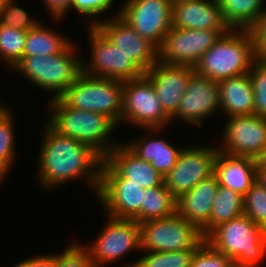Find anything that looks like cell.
<instances>
[{"instance_id":"33","label":"cell","mask_w":266,"mask_h":267,"mask_svg":"<svg viewBox=\"0 0 266 267\" xmlns=\"http://www.w3.org/2000/svg\"><path fill=\"white\" fill-rule=\"evenodd\" d=\"M244 214L266 230V189L255 182L243 196Z\"/></svg>"},{"instance_id":"15","label":"cell","mask_w":266,"mask_h":267,"mask_svg":"<svg viewBox=\"0 0 266 267\" xmlns=\"http://www.w3.org/2000/svg\"><path fill=\"white\" fill-rule=\"evenodd\" d=\"M225 122L221 140L216 143L218 150L257 159L266 148V118L237 115L226 118Z\"/></svg>"},{"instance_id":"23","label":"cell","mask_w":266,"mask_h":267,"mask_svg":"<svg viewBox=\"0 0 266 267\" xmlns=\"http://www.w3.org/2000/svg\"><path fill=\"white\" fill-rule=\"evenodd\" d=\"M218 188L219 182L213 173L177 198L176 212L200 230L209 221Z\"/></svg>"},{"instance_id":"8","label":"cell","mask_w":266,"mask_h":267,"mask_svg":"<svg viewBox=\"0 0 266 267\" xmlns=\"http://www.w3.org/2000/svg\"><path fill=\"white\" fill-rule=\"evenodd\" d=\"M141 251L168 252L197 249L204 241L200 230L177 212L140 222Z\"/></svg>"},{"instance_id":"5","label":"cell","mask_w":266,"mask_h":267,"mask_svg":"<svg viewBox=\"0 0 266 267\" xmlns=\"http://www.w3.org/2000/svg\"><path fill=\"white\" fill-rule=\"evenodd\" d=\"M78 51L77 43L72 42L59 54L23 56L11 70L23 76L35 88L46 90L50 95L52 93L48 99L57 98L82 72V56L79 57Z\"/></svg>"},{"instance_id":"35","label":"cell","mask_w":266,"mask_h":267,"mask_svg":"<svg viewBox=\"0 0 266 267\" xmlns=\"http://www.w3.org/2000/svg\"><path fill=\"white\" fill-rule=\"evenodd\" d=\"M74 240L61 250L63 252L56 253V267H95L89 251L82 242Z\"/></svg>"},{"instance_id":"21","label":"cell","mask_w":266,"mask_h":267,"mask_svg":"<svg viewBox=\"0 0 266 267\" xmlns=\"http://www.w3.org/2000/svg\"><path fill=\"white\" fill-rule=\"evenodd\" d=\"M104 160L128 183L141 185L143 189L161 186L164 177L150 163L140 159L123 142H120Z\"/></svg>"},{"instance_id":"22","label":"cell","mask_w":266,"mask_h":267,"mask_svg":"<svg viewBox=\"0 0 266 267\" xmlns=\"http://www.w3.org/2000/svg\"><path fill=\"white\" fill-rule=\"evenodd\" d=\"M257 161L246 156L217 152L214 160V174L219 185L232 189L244 196L256 182Z\"/></svg>"},{"instance_id":"41","label":"cell","mask_w":266,"mask_h":267,"mask_svg":"<svg viewBox=\"0 0 266 267\" xmlns=\"http://www.w3.org/2000/svg\"><path fill=\"white\" fill-rule=\"evenodd\" d=\"M256 182L266 189V169L257 166Z\"/></svg>"},{"instance_id":"12","label":"cell","mask_w":266,"mask_h":267,"mask_svg":"<svg viewBox=\"0 0 266 267\" xmlns=\"http://www.w3.org/2000/svg\"><path fill=\"white\" fill-rule=\"evenodd\" d=\"M172 2L173 0H123L119 10L112 16H119L159 49L172 27Z\"/></svg>"},{"instance_id":"19","label":"cell","mask_w":266,"mask_h":267,"mask_svg":"<svg viewBox=\"0 0 266 267\" xmlns=\"http://www.w3.org/2000/svg\"><path fill=\"white\" fill-rule=\"evenodd\" d=\"M172 27L194 30H231L217 0L172 2Z\"/></svg>"},{"instance_id":"26","label":"cell","mask_w":266,"mask_h":267,"mask_svg":"<svg viewBox=\"0 0 266 267\" xmlns=\"http://www.w3.org/2000/svg\"><path fill=\"white\" fill-rule=\"evenodd\" d=\"M231 29H250L266 11V0H217Z\"/></svg>"},{"instance_id":"40","label":"cell","mask_w":266,"mask_h":267,"mask_svg":"<svg viewBox=\"0 0 266 267\" xmlns=\"http://www.w3.org/2000/svg\"><path fill=\"white\" fill-rule=\"evenodd\" d=\"M12 267H56V253L38 254L22 261Z\"/></svg>"},{"instance_id":"38","label":"cell","mask_w":266,"mask_h":267,"mask_svg":"<svg viewBox=\"0 0 266 267\" xmlns=\"http://www.w3.org/2000/svg\"><path fill=\"white\" fill-rule=\"evenodd\" d=\"M249 31L253 37L255 60L266 61V11Z\"/></svg>"},{"instance_id":"44","label":"cell","mask_w":266,"mask_h":267,"mask_svg":"<svg viewBox=\"0 0 266 267\" xmlns=\"http://www.w3.org/2000/svg\"><path fill=\"white\" fill-rule=\"evenodd\" d=\"M3 103H4L3 101L0 103V108H2L5 105Z\"/></svg>"},{"instance_id":"30","label":"cell","mask_w":266,"mask_h":267,"mask_svg":"<svg viewBox=\"0 0 266 267\" xmlns=\"http://www.w3.org/2000/svg\"><path fill=\"white\" fill-rule=\"evenodd\" d=\"M196 249L151 252L141 251L142 256L133 262L122 264L123 267H190Z\"/></svg>"},{"instance_id":"27","label":"cell","mask_w":266,"mask_h":267,"mask_svg":"<svg viewBox=\"0 0 266 267\" xmlns=\"http://www.w3.org/2000/svg\"><path fill=\"white\" fill-rule=\"evenodd\" d=\"M244 214L243 196L232 189L219 185L213 199L209 221L200 229L205 238L219 224Z\"/></svg>"},{"instance_id":"20","label":"cell","mask_w":266,"mask_h":267,"mask_svg":"<svg viewBox=\"0 0 266 267\" xmlns=\"http://www.w3.org/2000/svg\"><path fill=\"white\" fill-rule=\"evenodd\" d=\"M142 130L147 133L141 136L139 134L137 138L123 143L140 159L150 163L156 171L165 176L176 165L183 146H176L171 143L172 141L169 142L162 136L161 138L156 136V134H162L160 132L165 131L166 128Z\"/></svg>"},{"instance_id":"32","label":"cell","mask_w":266,"mask_h":267,"mask_svg":"<svg viewBox=\"0 0 266 267\" xmlns=\"http://www.w3.org/2000/svg\"><path fill=\"white\" fill-rule=\"evenodd\" d=\"M17 1L10 0L5 6L0 8V24L29 31L37 26L41 22V19L31 16L25 8L18 5L19 3Z\"/></svg>"},{"instance_id":"3","label":"cell","mask_w":266,"mask_h":267,"mask_svg":"<svg viewBox=\"0 0 266 267\" xmlns=\"http://www.w3.org/2000/svg\"><path fill=\"white\" fill-rule=\"evenodd\" d=\"M205 240L237 267H261L266 260V230L246 214L219 224Z\"/></svg>"},{"instance_id":"11","label":"cell","mask_w":266,"mask_h":267,"mask_svg":"<svg viewBox=\"0 0 266 267\" xmlns=\"http://www.w3.org/2000/svg\"><path fill=\"white\" fill-rule=\"evenodd\" d=\"M144 189L136 183H128L105 160L101 166L100 186L96 201L105 215L132 219L138 222V211L143 203Z\"/></svg>"},{"instance_id":"37","label":"cell","mask_w":266,"mask_h":267,"mask_svg":"<svg viewBox=\"0 0 266 267\" xmlns=\"http://www.w3.org/2000/svg\"><path fill=\"white\" fill-rule=\"evenodd\" d=\"M190 267H237L234 260L215 250L206 240L195 250Z\"/></svg>"},{"instance_id":"10","label":"cell","mask_w":266,"mask_h":267,"mask_svg":"<svg viewBox=\"0 0 266 267\" xmlns=\"http://www.w3.org/2000/svg\"><path fill=\"white\" fill-rule=\"evenodd\" d=\"M85 28L88 29L87 39L91 54L87 58L89 60L82 57L81 64L84 74L121 81L137 79L145 74L131 57L113 45L95 26Z\"/></svg>"},{"instance_id":"13","label":"cell","mask_w":266,"mask_h":267,"mask_svg":"<svg viewBox=\"0 0 266 267\" xmlns=\"http://www.w3.org/2000/svg\"><path fill=\"white\" fill-rule=\"evenodd\" d=\"M183 146L176 165L164 177L166 188L178 198L214 173L217 145Z\"/></svg>"},{"instance_id":"34","label":"cell","mask_w":266,"mask_h":267,"mask_svg":"<svg viewBox=\"0 0 266 267\" xmlns=\"http://www.w3.org/2000/svg\"><path fill=\"white\" fill-rule=\"evenodd\" d=\"M254 94V115L266 118V61L255 60L249 71Z\"/></svg>"},{"instance_id":"24","label":"cell","mask_w":266,"mask_h":267,"mask_svg":"<svg viewBox=\"0 0 266 267\" xmlns=\"http://www.w3.org/2000/svg\"><path fill=\"white\" fill-rule=\"evenodd\" d=\"M218 85L223 117L254 114L253 87L248 73L221 80Z\"/></svg>"},{"instance_id":"25","label":"cell","mask_w":266,"mask_h":267,"mask_svg":"<svg viewBox=\"0 0 266 267\" xmlns=\"http://www.w3.org/2000/svg\"><path fill=\"white\" fill-rule=\"evenodd\" d=\"M42 21L27 31L23 56H49L63 52L72 42L71 38L62 35ZM72 40V41H71Z\"/></svg>"},{"instance_id":"1","label":"cell","mask_w":266,"mask_h":267,"mask_svg":"<svg viewBox=\"0 0 266 267\" xmlns=\"http://www.w3.org/2000/svg\"><path fill=\"white\" fill-rule=\"evenodd\" d=\"M44 125L37 156L36 184L48 192L82 179L96 196L104 158L90 146L59 134L47 122Z\"/></svg>"},{"instance_id":"36","label":"cell","mask_w":266,"mask_h":267,"mask_svg":"<svg viewBox=\"0 0 266 267\" xmlns=\"http://www.w3.org/2000/svg\"><path fill=\"white\" fill-rule=\"evenodd\" d=\"M114 2L115 0H73L72 11L74 10L78 16L81 14L80 16L85 18L83 20H87L85 22L87 26H95L103 18H107L105 16L101 18L100 16L111 10L115 4Z\"/></svg>"},{"instance_id":"9","label":"cell","mask_w":266,"mask_h":267,"mask_svg":"<svg viewBox=\"0 0 266 267\" xmlns=\"http://www.w3.org/2000/svg\"><path fill=\"white\" fill-rule=\"evenodd\" d=\"M142 129H164L171 118L164 112L151 81L143 75L123 81L121 124Z\"/></svg>"},{"instance_id":"14","label":"cell","mask_w":266,"mask_h":267,"mask_svg":"<svg viewBox=\"0 0 266 267\" xmlns=\"http://www.w3.org/2000/svg\"><path fill=\"white\" fill-rule=\"evenodd\" d=\"M230 30H194L171 27L158 49V60L194 67L201 56Z\"/></svg>"},{"instance_id":"28","label":"cell","mask_w":266,"mask_h":267,"mask_svg":"<svg viewBox=\"0 0 266 267\" xmlns=\"http://www.w3.org/2000/svg\"><path fill=\"white\" fill-rule=\"evenodd\" d=\"M177 198L161 186L144 189L143 203L138 211V223L165 218L176 213Z\"/></svg>"},{"instance_id":"7","label":"cell","mask_w":266,"mask_h":267,"mask_svg":"<svg viewBox=\"0 0 266 267\" xmlns=\"http://www.w3.org/2000/svg\"><path fill=\"white\" fill-rule=\"evenodd\" d=\"M103 228L92 242L82 245L89 251L95 267L120 262L131 251L141 252L140 225L132 219H119L104 215ZM124 258V259H123Z\"/></svg>"},{"instance_id":"42","label":"cell","mask_w":266,"mask_h":267,"mask_svg":"<svg viewBox=\"0 0 266 267\" xmlns=\"http://www.w3.org/2000/svg\"><path fill=\"white\" fill-rule=\"evenodd\" d=\"M257 166L259 168L266 169V148L262 151V153L257 157Z\"/></svg>"},{"instance_id":"31","label":"cell","mask_w":266,"mask_h":267,"mask_svg":"<svg viewBox=\"0 0 266 267\" xmlns=\"http://www.w3.org/2000/svg\"><path fill=\"white\" fill-rule=\"evenodd\" d=\"M27 31L0 24V63L13 68L23 57Z\"/></svg>"},{"instance_id":"6","label":"cell","mask_w":266,"mask_h":267,"mask_svg":"<svg viewBox=\"0 0 266 267\" xmlns=\"http://www.w3.org/2000/svg\"><path fill=\"white\" fill-rule=\"evenodd\" d=\"M67 105L88 112L104 114L121 124L123 81L92 77L83 72L59 96Z\"/></svg>"},{"instance_id":"2","label":"cell","mask_w":266,"mask_h":267,"mask_svg":"<svg viewBox=\"0 0 266 267\" xmlns=\"http://www.w3.org/2000/svg\"><path fill=\"white\" fill-rule=\"evenodd\" d=\"M47 102L45 122L59 134L90 146L103 158L121 142L113 139L118 125L108 116L67 106L59 97Z\"/></svg>"},{"instance_id":"43","label":"cell","mask_w":266,"mask_h":267,"mask_svg":"<svg viewBox=\"0 0 266 267\" xmlns=\"http://www.w3.org/2000/svg\"><path fill=\"white\" fill-rule=\"evenodd\" d=\"M10 0H0V8L5 6Z\"/></svg>"},{"instance_id":"16","label":"cell","mask_w":266,"mask_h":267,"mask_svg":"<svg viewBox=\"0 0 266 267\" xmlns=\"http://www.w3.org/2000/svg\"><path fill=\"white\" fill-rule=\"evenodd\" d=\"M219 94L218 81L194 73L171 123L181 120L190 126L203 127L205 118L220 114Z\"/></svg>"},{"instance_id":"18","label":"cell","mask_w":266,"mask_h":267,"mask_svg":"<svg viewBox=\"0 0 266 267\" xmlns=\"http://www.w3.org/2000/svg\"><path fill=\"white\" fill-rule=\"evenodd\" d=\"M195 73L194 67L169 65L159 60L145 72L157 93L161 107L171 118L180 105L188 81Z\"/></svg>"},{"instance_id":"17","label":"cell","mask_w":266,"mask_h":267,"mask_svg":"<svg viewBox=\"0 0 266 267\" xmlns=\"http://www.w3.org/2000/svg\"><path fill=\"white\" fill-rule=\"evenodd\" d=\"M95 27L146 72L158 61V48L143 38L119 16H110Z\"/></svg>"},{"instance_id":"29","label":"cell","mask_w":266,"mask_h":267,"mask_svg":"<svg viewBox=\"0 0 266 267\" xmlns=\"http://www.w3.org/2000/svg\"><path fill=\"white\" fill-rule=\"evenodd\" d=\"M11 107L5 104L0 108V184L10 175L15 159H17L16 133ZM12 168V169H11ZM7 175V176H6Z\"/></svg>"},{"instance_id":"4","label":"cell","mask_w":266,"mask_h":267,"mask_svg":"<svg viewBox=\"0 0 266 267\" xmlns=\"http://www.w3.org/2000/svg\"><path fill=\"white\" fill-rule=\"evenodd\" d=\"M254 61L251 32L231 29L201 56L194 69L196 74L219 82L249 73Z\"/></svg>"},{"instance_id":"39","label":"cell","mask_w":266,"mask_h":267,"mask_svg":"<svg viewBox=\"0 0 266 267\" xmlns=\"http://www.w3.org/2000/svg\"><path fill=\"white\" fill-rule=\"evenodd\" d=\"M45 9L48 11L49 19L52 22L58 23L62 21L64 16L69 15V11H72L73 0H41ZM56 20V21H55ZM58 20V21H57Z\"/></svg>"}]
</instances>
